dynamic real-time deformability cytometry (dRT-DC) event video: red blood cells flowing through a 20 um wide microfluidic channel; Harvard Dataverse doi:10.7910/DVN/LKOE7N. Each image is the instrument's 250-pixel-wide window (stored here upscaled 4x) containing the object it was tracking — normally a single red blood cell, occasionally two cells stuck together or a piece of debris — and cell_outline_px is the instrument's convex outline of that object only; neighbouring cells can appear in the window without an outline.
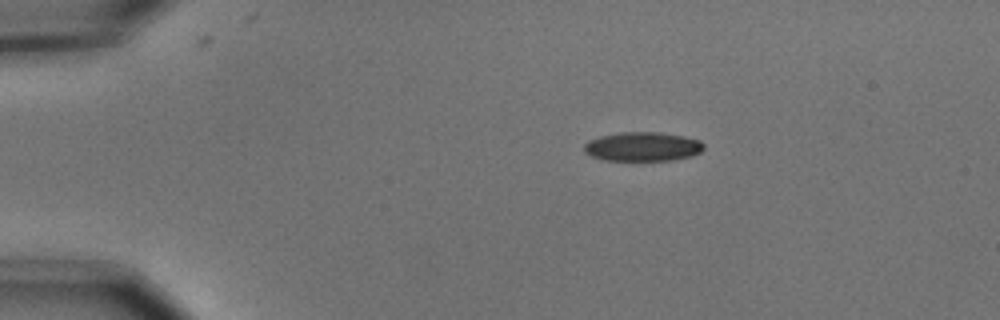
{"species": "common noctule bat (a hibernating species)", "species_latin": "Nyctalus noctula", "temperature_condition": "cold", "stored_images_in_passage": 5, "camera_frame_rate_fps": 3000, "um_per_image_px": 0.085, "animal": {"sex": "male", "body_mass_g": 15.6}, "frame": {"image": 1, "passage_image": 2, "time_ms": 0.333, "image_size_px": [1000, 320], "cell_outline_px": [[704, 148], [700, 152], [692, 156], [672, 160], [604, 160], [592, 156], [584, 152], [584, 144], [588, 140], [600, 136], [620, 132], [660, 132], [684, 136], [700, 140], [704, 144]], "centroid_in_image_um": [54.63, 12.45], "position_along_channel_um": 30.4, "area_um2": 20.4}}
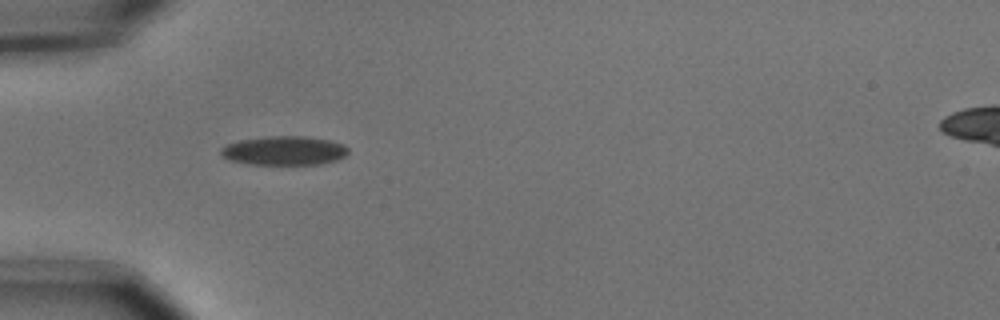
{"frame": {"image": 2, "passage_image": 4, "time_ms": 1.0, "image_size_px": [1000, 320], "cell_outline_px": [[348, 152], [344, 156], [336, 160], [320, 164], [248, 164], [228, 160], [220, 152], [220, 148], [228, 144], [240, 140], [268, 136], [300, 136], [328, 140], [344, 144], [348, 148]], "centroid_in_image_um": [24.14, 12.8], "position_along_channel_um": 60.9, "area_um2": 21.39}}
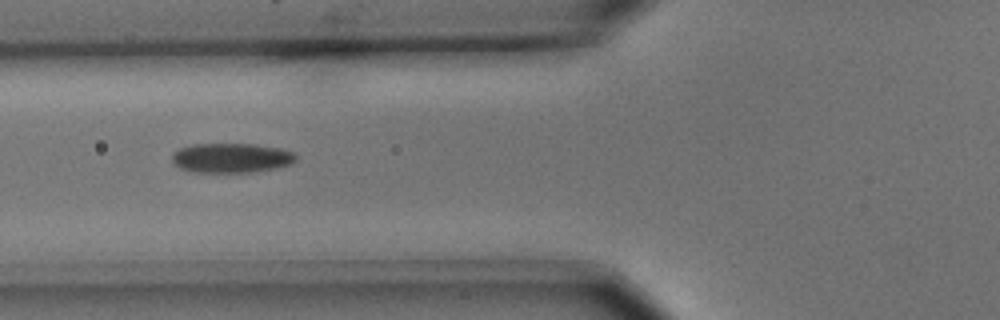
{"frame": {"image": 3, "passage_image": 5, "time_ms": 1.333, "image_size_px": [1000, 320], "cell_outline_px": [[296, 160], [292, 164], [276, 168], [256, 172], [192, 172], [180, 168], [172, 164], [172, 152], [180, 148], [192, 144], [256, 144], [280, 148], [296, 152]], "centroid_in_image_um": [19.67, 13.42], "position_along_channel_um": 106.1, "area_um2": 21.73}}